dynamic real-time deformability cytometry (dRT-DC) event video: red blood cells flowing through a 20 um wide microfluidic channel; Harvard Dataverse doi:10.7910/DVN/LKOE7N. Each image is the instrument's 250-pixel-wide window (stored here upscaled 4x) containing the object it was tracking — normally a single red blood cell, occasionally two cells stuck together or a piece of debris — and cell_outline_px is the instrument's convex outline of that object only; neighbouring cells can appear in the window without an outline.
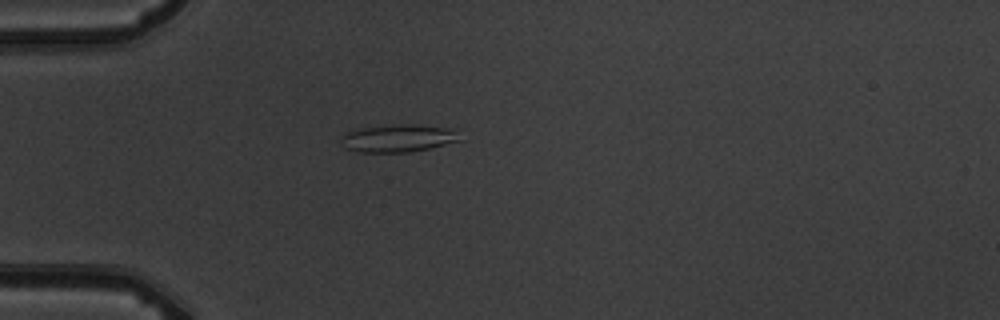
{"species": "common noctule bat (a hibernating species)", "species_latin": "Nyctalus noctula", "temperature_condition": "warm", "stored_images_in_passage": 3, "camera_frame_rate_fps": 3000, "um_per_image_px": 0.085, "animal": {"sex": "male", "body_mass_g": 19.5, "forearm_length_mm": 54.6}, "frame": {"image": 1, "passage_image": 2, "time_ms": 1.333, "image_size_px": [1000, 320], "cell_outline_px": [[464, 140], [428, 148], [408, 152], [360, 152], [344, 148], [340, 136], [348, 132], [360, 128], [400, 124], [416, 124], [444, 128], [452, 132]], "centroid_in_image_um": [33.78, 11.76], "position_along_channel_um": 51.2, "area_um2": 18.73}}